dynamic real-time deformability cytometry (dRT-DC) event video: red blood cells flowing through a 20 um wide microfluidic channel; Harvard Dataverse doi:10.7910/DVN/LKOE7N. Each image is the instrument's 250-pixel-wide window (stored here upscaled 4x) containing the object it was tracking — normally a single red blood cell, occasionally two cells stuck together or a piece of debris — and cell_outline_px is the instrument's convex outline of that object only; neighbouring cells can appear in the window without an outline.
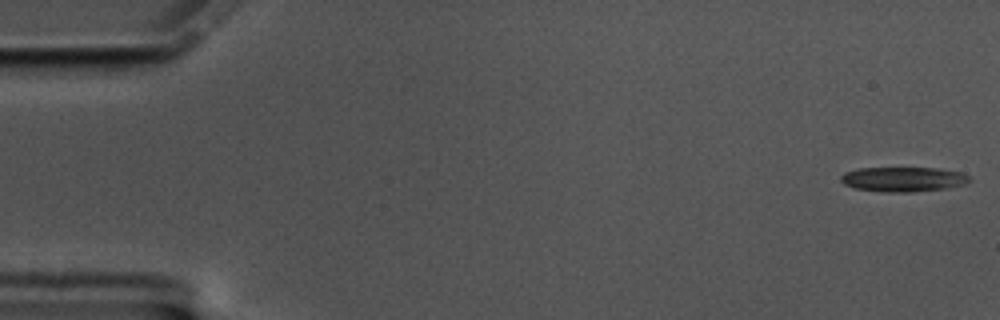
{"species": "common noctule bat (a hibernating species)", "species_latin": "Nyctalus noctula", "temperature_condition": "cold", "stored_images_in_passage": 60, "camera_frame_rate_fps": 3000, "um_per_image_px": 0.085, "animal": {"sex": "male", "body_mass_g": 17.5, "forearm_length_mm": 52.3}, "frame": {"image": 1, "passage_image": 1, "time_ms": 0.0, "image_size_px": [1000, 320], "cell_outline_px": [[972, 180], [964, 184], [944, 188], [908, 192], [888, 192], [856, 188], [844, 184], [840, 180], [840, 176], [844, 172], [856, 168], [936, 168], [964, 172]], "centroid_in_image_um": [76.76, 15.22], "position_along_channel_um": 8.2, "area_um2": 18.44}}
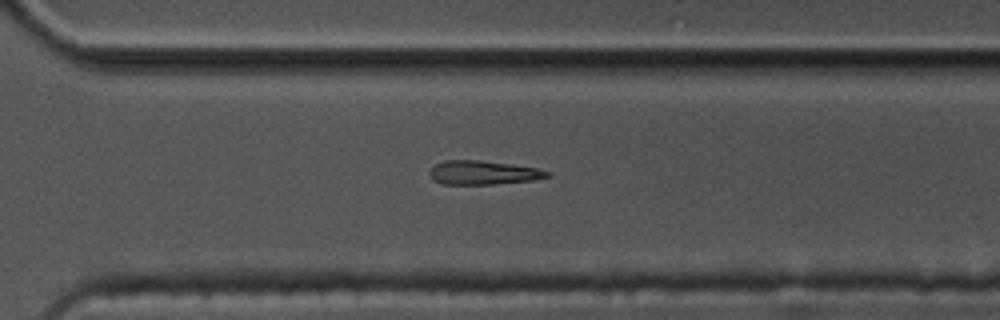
{"frame": {"image": 2, "passage_image": 42, "time_ms": 13.667, "image_size_px": [1000, 320], "cell_outline_px": [[552, 176], [532, 180], [492, 184], [444, 184], [436, 180], [428, 172], [432, 164], [444, 160], [480, 160], [512, 164], [536, 168], [552, 172]], "centroid_in_image_um": [41.07, 14.66], "position_along_channel_um": 329.5, "area_um2": 16.42}}
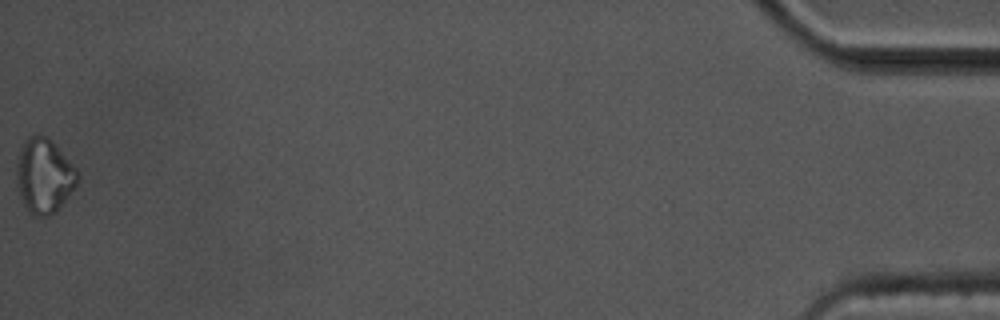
{"frame": {"image": 3, "passage_image": 60, "time_ms": 19.667, "image_size_px": [1000, 320], "cell_outline_px": [[80, 176], [76, 184], [68, 196], [56, 212], [48, 216], [36, 216], [24, 204], [20, 196], [16, 176], [16, 164], [20, 148], [24, 140], [28, 136], [48, 136], [56, 144], [76, 168]], "centroid_in_image_um": [3.75, 14.91], "position_along_channel_um": 431.4, "area_um2": 26.41}, "authors_computed_cell_mechanics": {"area_um2": 18.2359, "velocity_mm_per_s": 3.3449, "shape_relaxation_time_tau1_ms": 4.2772, "shape_relaxation_time_tau2_ms": null, "deformation_change_tau1": 0.1172, "deformation_change_tau2": null}}